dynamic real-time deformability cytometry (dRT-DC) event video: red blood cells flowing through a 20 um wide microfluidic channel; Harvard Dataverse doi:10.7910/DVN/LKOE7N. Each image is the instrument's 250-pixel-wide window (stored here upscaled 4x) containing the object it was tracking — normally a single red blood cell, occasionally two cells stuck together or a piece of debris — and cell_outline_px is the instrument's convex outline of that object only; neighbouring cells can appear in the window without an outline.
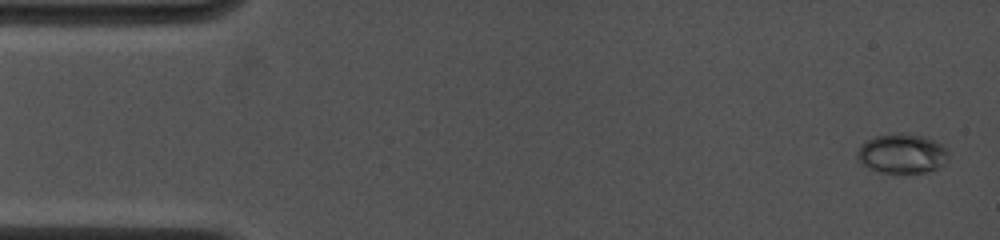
{"species": "common noctule bat (a hibernating species)", "species_latin": "Nyctalus noctula", "temperature_condition": "cold", "stored_images_in_passage": 39, "camera_frame_rate_fps": 4500, "um_per_image_px": 0.085, "animal": {"sex": "female", "body_mass_g": 19.0, "forearm_length_mm": 53.3}, "frame": {"image": 1, "passage_image": 2, "time_ms": 0.222, "image_size_px": [1000, 240], "cell_outline_px": [[948, 156], [944, 164], [928, 172], [880, 172], [868, 168], [856, 156], [856, 152], [860, 144], [876, 136], [896, 132], [900, 132], [924, 136], [940, 144], [948, 152]], "centroid_in_image_um": [76.65, 13.04], "position_along_channel_um": 8.4, "area_um2": 20.87}}
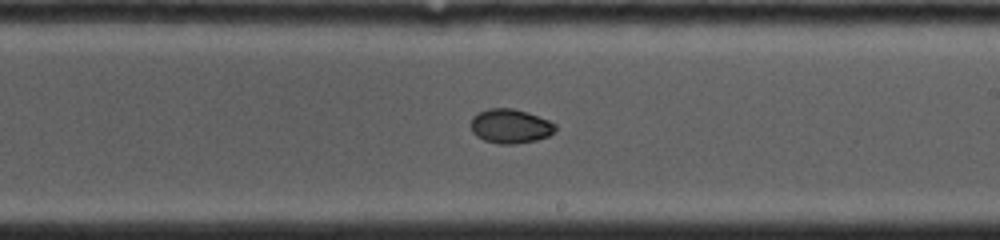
{"frame": {"image": 2, "passage_image": 27, "time_ms": 9.111, "image_size_px": [1000, 240], "cell_outline_px": [[556, 128], [548, 136], [536, 140], [512, 144], [500, 144], [484, 140], [476, 136], [472, 132], [468, 124], [472, 116], [488, 108], [512, 108], [528, 112], [548, 120], [556, 124]], "centroid_in_image_um": [43.33, 10.71], "position_along_channel_um": 245.7, "area_um2": 16.99}}
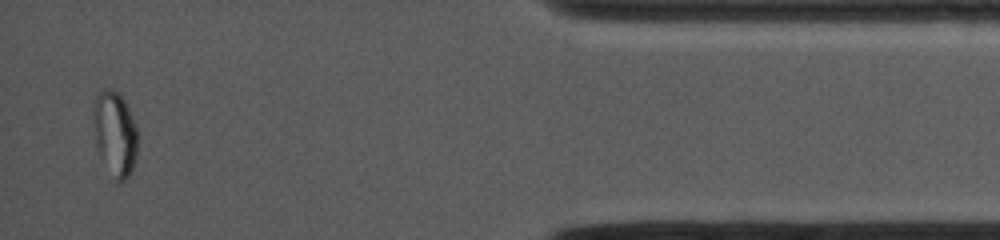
{"frame": {"image": 3, "passage_image": 39, "time_ms": 14.667, "image_size_px": [1000, 240], "cell_outline_px": [[136, 156], [132, 168], [128, 176], [124, 180], [116, 180], [100, 152], [96, 144], [96, 96], [100, 92], [108, 88], [112, 88], [120, 92], [128, 108], [136, 128]], "centroid_in_image_um": [9.82, 11.3], "position_along_channel_um": 425.4, "area_um2": 20.4}, "authors_computed_cell_mechanics": {"area_um2": 17.6868, "velocity_mm_per_s": 4.0754, "shape_relaxation_time_tau1_ms": null, "shape_relaxation_time_tau2_ms": 1.3505, "deformation_change_tau1": null, "deformation_change_tau2": 0.0207}}